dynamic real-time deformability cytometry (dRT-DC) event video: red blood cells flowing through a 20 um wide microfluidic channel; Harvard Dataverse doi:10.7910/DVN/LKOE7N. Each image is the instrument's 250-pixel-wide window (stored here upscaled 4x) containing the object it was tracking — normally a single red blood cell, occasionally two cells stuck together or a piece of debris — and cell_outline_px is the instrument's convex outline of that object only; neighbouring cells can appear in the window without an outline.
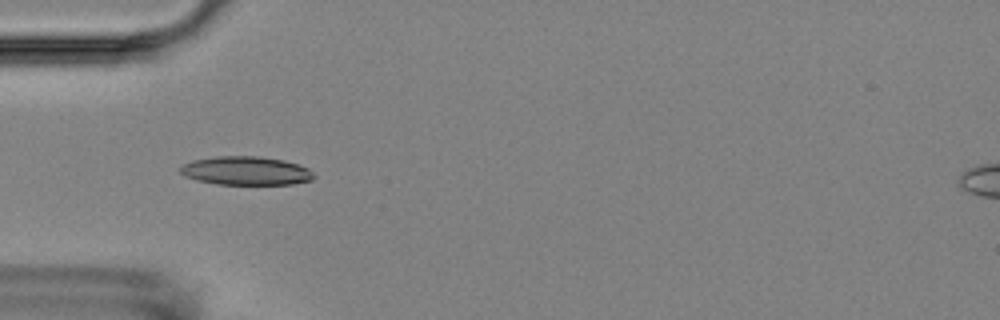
{"species": "Egyptian fruit bat (a non-hibernating species)", "species_latin": "Rousettus aegyptiacus", "temperature_condition": "room temperature", "stored_images_in_passage": 5, "camera_frame_rate_fps": 3000, "um_per_image_px": 0.085, "animal": {"sex": "female"}, "frame": {"image": 1, "passage_image": 3, "time_ms": 2.333, "image_size_px": [1000, 320], "cell_outline_px": [[316, 176], [312, 180], [292, 184], [216, 184], [196, 180], [184, 176], [180, 172], [180, 168], [184, 164], [192, 160], [216, 156], [260, 156], [284, 160], [308, 168]], "centroid_in_image_um": [20.9, 14.51], "position_along_channel_um": 64.1, "area_um2": 22.31}}